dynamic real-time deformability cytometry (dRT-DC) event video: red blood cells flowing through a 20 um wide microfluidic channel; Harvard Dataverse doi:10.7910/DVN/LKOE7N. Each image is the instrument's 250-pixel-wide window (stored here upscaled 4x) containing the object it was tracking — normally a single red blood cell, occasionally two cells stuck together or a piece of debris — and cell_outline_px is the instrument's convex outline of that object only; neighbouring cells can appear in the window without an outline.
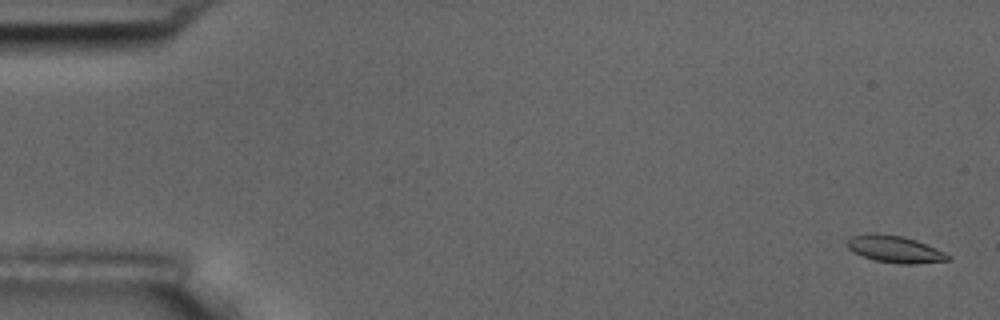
{"species": "common noctule bat (a hibernating species)", "species_latin": "Nyctalus noctula", "temperature_condition": "room temperature", "stored_images_in_passage": 10, "camera_frame_rate_fps": 3000, "um_per_image_px": 0.085, "animal": {"sex": "male", "body_mass_g": 17.5, "forearm_length_mm": 52.3}, "frame": {"image": 1, "passage_image": 1, "time_ms": 0.0, "image_size_px": [1000, 320], "cell_outline_px": [[952, 256], [948, 260], [916, 264], [900, 264], [876, 260], [852, 252], [844, 244], [852, 236], [872, 232], [876, 232], [904, 236], [916, 240], [936, 248]], "centroid_in_image_um": [76.04, 21.16], "position_along_channel_um": 9.0, "area_um2": 15.95}}
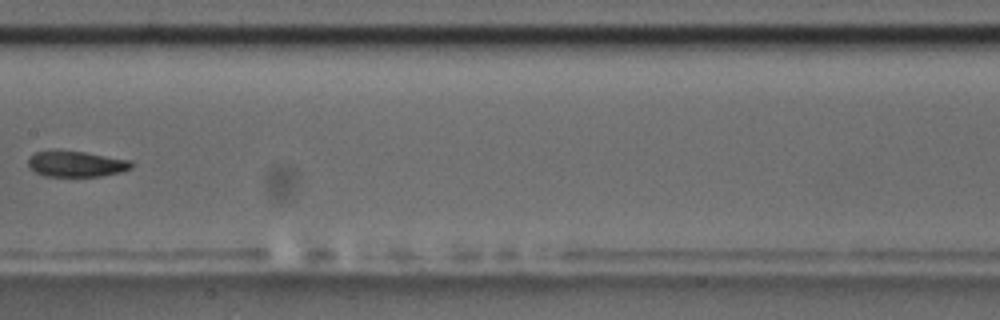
{"frame": {"image": 2, "passage_image": 9, "time_ms": 2.667, "image_size_px": [1000, 320], "cell_outline_px": [[132, 168], [120, 172], [100, 176], [44, 176], [36, 172], [28, 164], [28, 160], [36, 152], [52, 148], [84, 152], [132, 160]], "centroid_in_image_um": [6.47, 13.9], "position_along_channel_um": 200.9, "area_um2": 15.72}}
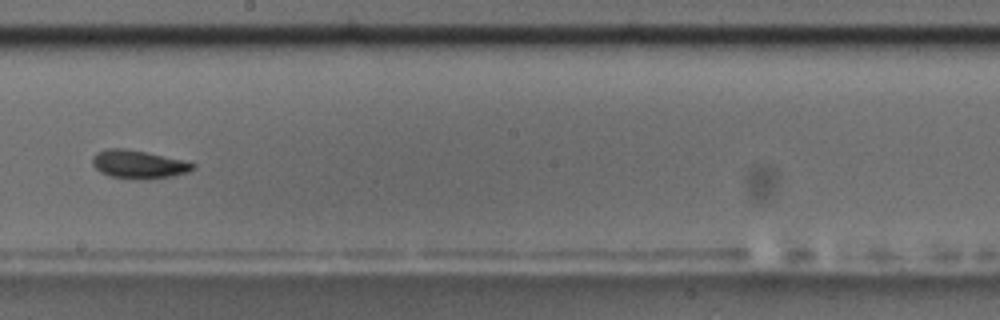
{"frame": {"image": 3, "passage_image": 10, "time_ms": 3.0, "image_size_px": [1000, 320], "cell_outline_px": [[196, 168], [188, 172], [172, 176], [140, 180], [108, 176], [100, 172], [92, 164], [92, 156], [96, 152], [104, 148], [124, 148], [144, 152], [180, 160], [196, 164]], "centroid_in_image_um": [11.72, 13.98], "position_along_channel_um": 236.5, "area_um2": 16.53}}